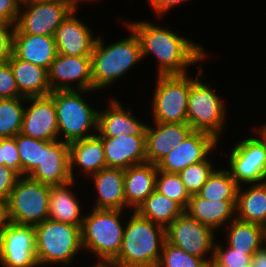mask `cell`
I'll list each match as a JSON object with an SVG mask.
<instances>
[{
  "label": "cell",
  "mask_w": 266,
  "mask_h": 267,
  "mask_svg": "<svg viewBox=\"0 0 266 267\" xmlns=\"http://www.w3.org/2000/svg\"><path fill=\"white\" fill-rule=\"evenodd\" d=\"M213 166L207 157L205 160L191 164L178 173L190 195L197 194L201 190L210 174L214 171Z\"/></svg>",
  "instance_id": "37"
},
{
  "label": "cell",
  "mask_w": 266,
  "mask_h": 267,
  "mask_svg": "<svg viewBox=\"0 0 266 267\" xmlns=\"http://www.w3.org/2000/svg\"><path fill=\"white\" fill-rule=\"evenodd\" d=\"M50 186L21 176L11 191L9 220L20 225H37L48 219Z\"/></svg>",
  "instance_id": "9"
},
{
  "label": "cell",
  "mask_w": 266,
  "mask_h": 267,
  "mask_svg": "<svg viewBox=\"0 0 266 267\" xmlns=\"http://www.w3.org/2000/svg\"><path fill=\"white\" fill-rule=\"evenodd\" d=\"M248 137L235 144L229 154V172L236 183H261L266 181V139Z\"/></svg>",
  "instance_id": "11"
},
{
  "label": "cell",
  "mask_w": 266,
  "mask_h": 267,
  "mask_svg": "<svg viewBox=\"0 0 266 267\" xmlns=\"http://www.w3.org/2000/svg\"><path fill=\"white\" fill-rule=\"evenodd\" d=\"M92 267H122V266L114 261L99 260V262H97Z\"/></svg>",
  "instance_id": "47"
},
{
  "label": "cell",
  "mask_w": 266,
  "mask_h": 267,
  "mask_svg": "<svg viewBox=\"0 0 266 267\" xmlns=\"http://www.w3.org/2000/svg\"><path fill=\"white\" fill-rule=\"evenodd\" d=\"M72 1V3L76 6V7H78V4H79V2H81V1H83V2H85V1H91V2H93V0H71ZM95 1V0H94ZM78 3V4H77Z\"/></svg>",
  "instance_id": "51"
},
{
  "label": "cell",
  "mask_w": 266,
  "mask_h": 267,
  "mask_svg": "<svg viewBox=\"0 0 266 267\" xmlns=\"http://www.w3.org/2000/svg\"><path fill=\"white\" fill-rule=\"evenodd\" d=\"M83 92L86 90H58L49 94L56 107L58 137L62 135L59 140L68 144L96 135L95 132L88 133L91 128L98 131L99 111L86 103L80 95Z\"/></svg>",
  "instance_id": "6"
},
{
  "label": "cell",
  "mask_w": 266,
  "mask_h": 267,
  "mask_svg": "<svg viewBox=\"0 0 266 267\" xmlns=\"http://www.w3.org/2000/svg\"><path fill=\"white\" fill-rule=\"evenodd\" d=\"M12 54L48 71L58 52L54 36L13 34Z\"/></svg>",
  "instance_id": "22"
},
{
  "label": "cell",
  "mask_w": 266,
  "mask_h": 267,
  "mask_svg": "<svg viewBox=\"0 0 266 267\" xmlns=\"http://www.w3.org/2000/svg\"><path fill=\"white\" fill-rule=\"evenodd\" d=\"M210 227L192 218L186 211L177 216L166 228V240L190 255L212 260L215 240ZM211 252V253H210ZM210 253V259L205 254Z\"/></svg>",
  "instance_id": "12"
},
{
  "label": "cell",
  "mask_w": 266,
  "mask_h": 267,
  "mask_svg": "<svg viewBox=\"0 0 266 267\" xmlns=\"http://www.w3.org/2000/svg\"><path fill=\"white\" fill-rule=\"evenodd\" d=\"M206 267H221L218 264H216L213 260H210L207 262Z\"/></svg>",
  "instance_id": "50"
},
{
  "label": "cell",
  "mask_w": 266,
  "mask_h": 267,
  "mask_svg": "<svg viewBox=\"0 0 266 267\" xmlns=\"http://www.w3.org/2000/svg\"><path fill=\"white\" fill-rule=\"evenodd\" d=\"M146 126V162L157 164L193 131L187 123L153 122Z\"/></svg>",
  "instance_id": "19"
},
{
  "label": "cell",
  "mask_w": 266,
  "mask_h": 267,
  "mask_svg": "<svg viewBox=\"0 0 266 267\" xmlns=\"http://www.w3.org/2000/svg\"><path fill=\"white\" fill-rule=\"evenodd\" d=\"M21 134L44 141L58 140V121L54 100L50 95L26 98Z\"/></svg>",
  "instance_id": "17"
},
{
  "label": "cell",
  "mask_w": 266,
  "mask_h": 267,
  "mask_svg": "<svg viewBox=\"0 0 266 267\" xmlns=\"http://www.w3.org/2000/svg\"><path fill=\"white\" fill-rule=\"evenodd\" d=\"M256 131L260 132L261 135L266 139V124L260 126Z\"/></svg>",
  "instance_id": "49"
},
{
  "label": "cell",
  "mask_w": 266,
  "mask_h": 267,
  "mask_svg": "<svg viewBox=\"0 0 266 267\" xmlns=\"http://www.w3.org/2000/svg\"><path fill=\"white\" fill-rule=\"evenodd\" d=\"M7 62L12 68L22 97H42L52 92L48 83V72L46 69L19 59L13 54Z\"/></svg>",
  "instance_id": "27"
},
{
  "label": "cell",
  "mask_w": 266,
  "mask_h": 267,
  "mask_svg": "<svg viewBox=\"0 0 266 267\" xmlns=\"http://www.w3.org/2000/svg\"><path fill=\"white\" fill-rule=\"evenodd\" d=\"M135 211L141 217L167 228L177 216L185 212V209L178 202L155 190Z\"/></svg>",
  "instance_id": "31"
},
{
  "label": "cell",
  "mask_w": 266,
  "mask_h": 267,
  "mask_svg": "<svg viewBox=\"0 0 266 267\" xmlns=\"http://www.w3.org/2000/svg\"><path fill=\"white\" fill-rule=\"evenodd\" d=\"M158 168L155 164L145 162L130 166L124 170V194L128 208L133 211L156 190Z\"/></svg>",
  "instance_id": "25"
},
{
  "label": "cell",
  "mask_w": 266,
  "mask_h": 267,
  "mask_svg": "<svg viewBox=\"0 0 266 267\" xmlns=\"http://www.w3.org/2000/svg\"><path fill=\"white\" fill-rule=\"evenodd\" d=\"M21 0H0V21L15 25L18 20Z\"/></svg>",
  "instance_id": "43"
},
{
  "label": "cell",
  "mask_w": 266,
  "mask_h": 267,
  "mask_svg": "<svg viewBox=\"0 0 266 267\" xmlns=\"http://www.w3.org/2000/svg\"><path fill=\"white\" fill-rule=\"evenodd\" d=\"M156 191L178 202L185 210L187 209L191 195L186 190L178 173H168L158 170Z\"/></svg>",
  "instance_id": "35"
},
{
  "label": "cell",
  "mask_w": 266,
  "mask_h": 267,
  "mask_svg": "<svg viewBox=\"0 0 266 267\" xmlns=\"http://www.w3.org/2000/svg\"><path fill=\"white\" fill-rule=\"evenodd\" d=\"M218 143L213 135L193 130L178 147L172 148L156 166L158 170L163 172L179 173L191 164L205 160Z\"/></svg>",
  "instance_id": "15"
},
{
  "label": "cell",
  "mask_w": 266,
  "mask_h": 267,
  "mask_svg": "<svg viewBox=\"0 0 266 267\" xmlns=\"http://www.w3.org/2000/svg\"><path fill=\"white\" fill-rule=\"evenodd\" d=\"M124 226L118 256L113 260L122 267H156L166 241V228L133 211Z\"/></svg>",
  "instance_id": "2"
},
{
  "label": "cell",
  "mask_w": 266,
  "mask_h": 267,
  "mask_svg": "<svg viewBox=\"0 0 266 267\" xmlns=\"http://www.w3.org/2000/svg\"><path fill=\"white\" fill-rule=\"evenodd\" d=\"M74 183L75 181H71L60 186H50L49 219L81 226L84 216L81 214L79 199L71 189Z\"/></svg>",
  "instance_id": "28"
},
{
  "label": "cell",
  "mask_w": 266,
  "mask_h": 267,
  "mask_svg": "<svg viewBox=\"0 0 266 267\" xmlns=\"http://www.w3.org/2000/svg\"><path fill=\"white\" fill-rule=\"evenodd\" d=\"M28 177L48 186H60L73 181L70 175L69 144L59 139L43 140L41 163Z\"/></svg>",
  "instance_id": "16"
},
{
  "label": "cell",
  "mask_w": 266,
  "mask_h": 267,
  "mask_svg": "<svg viewBox=\"0 0 266 267\" xmlns=\"http://www.w3.org/2000/svg\"><path fill=\"white\" fill-rule=\"evenodd\" d=\"M51 91H93L91 56H68L58 53L48 69ZM76 81V86L72 82Z\"/></svg>",
  "instance_id": "14"
},
{
  "label": "cell",
  "mask_w": 266,
  "mask_h": 267,
  "mask_svg": "<svg viewBox=\"0 0 266 267\" xmlns=\"http://www.w3.org/2000/svg\"><path fill=\"white\" fill-rule=\"evenodd\" d=\"M15 141L20 154V176H28L41 163L43 140L19 133Z\"/></svg>",
  "instance_id": "34"
},
{
  "label": "cell",
  "mask_w": 266,
  "mask_h": 267,
  "mask_svg": "<svg viewBox=\"0 0 266 267\" xmlns=\"http://www.w3.org/2000/svg\"><path fill=\"white\" fill-rule=\"evenodd\" d=\"M242 189L237 191L236 219L266 228V181Z\"/></svg>",
  "instance_id": "29"
},
{
  "label": "cell",
  "mask_w": 266,
  "mask_h": 267,
  "mask_svg": "<svg viewBox=\"0 0 266 267\" xmlns=\"http://www.w3.org/2000/svg\"><path fill=\"white\" fill-rule=\"evenodd\" d=\"M69 162L70 175L73 181H75L73 169L76 165L87 176L106 168L102 139L96 134L69 143Z\"/></svg>",
  "instance_id": "26"
},
{
  "label": "cell",
  "mask_w": 266,
  "mask_h": 267,
  "mask_svg": "<svg viewBox=\"0 0 266 267\" xmlns=\"http://www.w3.org/2000/svg\"><path fill=\"white\" fill-rule=\"evenodd\" d=\"M9 223L8 203L0 200V235Z\"/></svg>",
  "instance_id": "46"
},
{
  "label": "cell",
  "mask_w": 266,
  "mask_h": 267,
  "mask_svg": "<svg viewBox=\"0 0 266 267\" xmlns=\"http://www.w3.org/2000/svg\"><path fill=\"white\" fill-rule=\"evenodd\" d=\"M126 27L131 33L127 38L106 46L98 36L91 54L93 92L112 85L142 59L140 40L132 28Z\"/></svg>",
  "instance_id": "3"
},
{
  "label": "cell",
  "mask_w": 266,
  "mask_h": 267,
  "mask_svg": "<svg viewBox=\"0 0 266 267\" xmlns=\"http://www.w3.org/2000/svg\"><path fill=\"white\" fill-rule=\"evenodd\" d=\"M251 267H266V247L264 245L252 255Z\"/></svg>",
  "instance_id": "45"
},
{
  "label": "cell",
  "mask_w": 266,
  "mask_h": 267,
  "mask_svg": "<svg viewBox=\"0 0 266 267\" xmlns=\"http://www.w3.org/2000/svg\"><path fill=\"white\" fill-rule=\"evenodd\" d=\"M126 25L134 30L140 40L142 59L151 53L156 56L157 76L187 74L189 66L207 57L203 46L161 25L148 21H127Z\"/></svg>",
  "instance_id": "1"
},
{
  "label": "cell",
  "mask_w": 266,
  "mask_h": 267,
  "mask_svg": "<svg viewBox=\"0 0 266 267\" xmlns=\"http://www.w3.org/2000/svg\"><path fill=\"white\" fill-rule=\"evenodd\" d=\"M93 209L89 215H84L81 224L82 247L93 252L98 261H113L123 240L124 224L120 221L123 210Z\"/></svg>",
  "instance_id": "4"
},
{
  "label": "cell",
  "mask_w": 266,
  "mask_h": 267,
  "mask_svg": "<svg viewBox=\"0 0 266 267\" xmlns=\"http://www.w3.org/2000/svg\"><path fill=\"white\" fill-rule=\"evenodd\" d=\"M227 226V245L236 251L253 255L266 242V228L261 225L235 218Z\"/></svg>",
  "instance_id": "30"
},
{
  "label": "cell",
  "mask_w": 266,
  "mask_h": 267,
  "mask_svg": "<svg viewBox=\"0 0 266 267\" xmlns=\"http://www.w3.org/2000/svg\"><path fill=\"white\" fill-rule=\"evenodd\" d=\"M204 78L199 76L190 86L187 124L193 130L209 133L219 140L225 126L226 106L211 85L202 82Z\"/></svg>",
  "instance_id": "8"
},
{
  "label": "cell",
  "mask_w": 266,
  "mask_h": 267,
  "mask_svg": "<svg viewBox=\"0 0 266 267\" xmlns=\"http://www.w3.org/2000/svg\"><path fill=\"white\" fill-rule=\"evenodd\" d=\"M2 267H38L35 227L10 222L0 235Z\"/></svg>",
  "instance_id": "13"
},
{
  "label": "cell",
  "mask_w": 266,
  "mask_h": 267,
  "mask_svg": "<svg viewBox=\"0 0 266 267\" xmlns=\"http://www.w3.org/2000/svg\"><path fill=\"white\" fill-rule=\"evenodd\" d=\"M15 25L0 21V63H5L12 55Z\"/></svg>",
  "instance_id": "40"
},
{
  "label": "cell",
  "mask_w": 266,
  "mask_h": 267,
  "mask_svg": "<svg viewBox=\"0 0 266 267\" xmlns=\"http://www.w3.org/2000/svg\"><path fill=\"white\" fill-rule=\"evenodd\" d=\"M212 260L221 267H251L252 254L236 251L228 245L225 250L221 244L215 243Z\"/></svg>",
  "instance_id": "38"
},
{
  "label": "cell",
  "mask_w": 266,
  "mask_h": 267,
  "mask_svg": "<svg viewBox=\"0 0 266 267\" xmlns=\"http://www.w3.org/2000/svg\"><path fill=\"white\" fill-rule=\"evenodd\" d=\"M196 78L189 74L158 75L152 99L154 122L187 123L188 96L191 84L202 75L199 65Z\"/></svg>",
  "instance_id": "7"
},
{
  "label": "cell",
  "mask_w": 266,
  "mask_h": 267,
  "mask_svg": "<svg viewBox=\"0 0 266 267\" xmlns=\"http://www.w3.org/2000/svg\"><path fill=\"white\" fill-rule=\"evenodd\" d=\"M236 201H210L203 199L198 194H192L185 211L195 220L216 231L219 227L228 224L236 218Z\"/></svg>",
  "instance_id": "24"
},
{
  "label": "cell",
  "mask_w": 266,
  "mask_h": 267,
  "mask_svg": "<svg viewBox=\"0 0 266 267\" xmlns=\"http://www.w3.org/2000/svg\"><path fill=\"white\" fill-rule=\"evenodd\" d=\"M76 10L56 29L54 39L57 52L68 56H91L98 35L95 37L90 27L75 17Z\"/></svg>",
  "instance_id": "18"
},
{
  "label": "cell",
  "mask_w": 266,
  "mask_h": 267,
  "mask_svg": "<svg viewBox=\"0 0 266 267\" xmlns=\"http://www.w3.org/2000/svg\"><path fill=\"white\" fill-rule=\"evenodd\" d=\"M97 191L95 209L124 210L126 205L124 194V170L106 167L91 175Z\"/></svg>",
  "instance_id": "23"
},
{
  "label": "cell",
  "mask_w": 266,
  "mask_h": 267,
  "mask_svg": "<svg viewBox=\"0 0 266 267\" xmlns=\"http://www.w3.org/2000/svg\"><path fill=\"white\" fill-rule=\"evenodd\" d=\"M188 0H148L152 9L155 10L159 17H163L164 14L169 12L170 9L178 5L179 3L186 2Z\"/></svg>",
  "instance_id": "44"
},
{
  "label": "cell",
  "mask_w": 266,
  "mask_h": 267,
  "mask_svg": "<svg viewBox=\"0 0 266 267\" xmlns=\"http://www.w3.org/2000/svg\"><path fill=\"white\" fill-rule=\"evenodd\" d=\"M130 108L125 111L118 100L111 99L108 109L98 113L97 135L114 138L121 135L146 136L147 124L131 115L132 110Z\"/></svg>",
  "instance_id": "21"
},
{
  "label": "cell",
  "mask_w": 266,
  "mask_h": 267,
  "mask_svg": "<svg viewBox=\"0 0 266 267\" xmlns=\"http://www.w3.org/2000/svg\"><path fill=\"white\" fill-rule=\"evenodd\" d=\"M74 9L78 8L72 2L23 0L14 34L54 36L56 29Z\"/></svg>",
  "instance_id": "10"
},
{
  "label": "cell",
  "mask_w": 266,
  "mask_h": 267,
  "mask_svg": "<svg viewBox=\"0 0 266 267\" xmlns=\"http://www.w3.org/2000/svg\"><path fill=\"white\" fill-rule=\"evenodd\" d=\"M24 98L19 92L12 68L8 62L0 63V99Z\"/></svg>",
  "instance_id": "39"
},
{
  "label": "cell",
  "mask_w": 266,
  "mask_h": 267,
  "mask_svg": "<svg viewBox=\"0 0 266 267\" xmlns=\"http://www.w3.org/2000/svg\"><path fill=\"white\" fill-rule=\"evenodd\" d=\"M21 176L7 166H0V200L7 202Z\"/></svg>",
  "instance_id": "42"
},
{
  "label": "cell",
  "mask_w": 266,
  "mask_h": 267,
  "mask_svg": "<svg viewBox=\"0 0 266 267\" xmlns=\"http://www.w3.org/2000/svg\"><path fill=\"white\" fill-rule=\"evenodd\" d=\"M238 188L228 169L216 168L197 194L210 201L237 200Z\"/></svg>",
  "instance_id": "32"
},
{
  "label": "cell",
  "mask_w": 266,
  "mask_h": 267,
  "mask_svg": "<svg viewBox=\"0 0 266 267\" xmlns=\"http://www.w3.org/2000/svg\"><path fill=\"white\" fill-rule=\"evenodd\" d=\"M206 265L207 261L204 258L190 255L166 240L156 267H206Z\"/></svg>",
  "instance_id": "36"
},
{
  "label": "cell",
  "mask_w": 266,
  "mask_h": 267,
  "mask_svg": "<svg viewBox=\"0 0 266 267\" xmlns=\"http://www.w3.org/2000/svg\"><path fill=\"white\" fill-rule=\"evenodd\" d=\"M26 98L0 99V138L14 137L21 132Z\"/></svg>",
  "instance_id": "33"
},
{
  "label": "cell",
  "mask_w": 266,
  "mask_h": 267,
  "mask_svg": "<svg viewBox=\"0 0 266 267\" xmlns=\"http://www.w3.org/2000/svg\"><path fill=\"white\" fill-rule=\"evenodd\" d=\"M35 227L36 259L39 266L59 263L65 266L83 250L81 226L46 219Z\"/></svg>",
  "instance_id": "5"
},
{
  "label": "cell",
  "mask_w": 266,
  "mask_h": 267,
  "mask_svg": "<svg viewBox=\"0 0 266 267\" xmlns=\"http://www.w3.org/2000/svg\"><path fill=\"white\" fill-rule=\"evenodd\" d=\"M2 148H4V166L20 175V154L16 146L15 136L2 138Z\"/></svg>",
  "instance_id": "41"
},
{
  "label": "cell",
  "mask_w": 266,
  "mask_h": 267,
  "mask_svg": "<svg viewBox=\"0 0 266 267\" xmlns=\"http://www.w3.org/2000/svg\"><path fill=\"white\" fill-rule=\"evenodd\" d=\"M104 145L106 167L127 169L146 162V136L100 137Z\"/></svg>",
  "instance_id": "20"
},
{
  "label": "cell",
  "mask_w": 266,
  "mask_h": 267,
  "mask_svg": "<svg viewBox=\"0 0 266 267\" xmlns=\"http://www.w3.org/2000/svg\"><path fill=\"white\" fill-rule=\"evenodd\" d=\"M4 148H2V138H0V166H4Z\"/></svg>",
  "instance_id": "48"
},
{
  "label": "cell",
  "mask_w": 266,
  "mask_h": 267,
  "mask_svg": "<svg viewBox=\"0 0 266 267\" xmlns=\"http://www.w3.org/2000/svg\"><path fill=\"white\" fill-rule=\"evenodd\" d=\"M35 1H66V2H72L71 0H35Z\"/></svg>",
  "instance_id": "52"
}]
</instances>
